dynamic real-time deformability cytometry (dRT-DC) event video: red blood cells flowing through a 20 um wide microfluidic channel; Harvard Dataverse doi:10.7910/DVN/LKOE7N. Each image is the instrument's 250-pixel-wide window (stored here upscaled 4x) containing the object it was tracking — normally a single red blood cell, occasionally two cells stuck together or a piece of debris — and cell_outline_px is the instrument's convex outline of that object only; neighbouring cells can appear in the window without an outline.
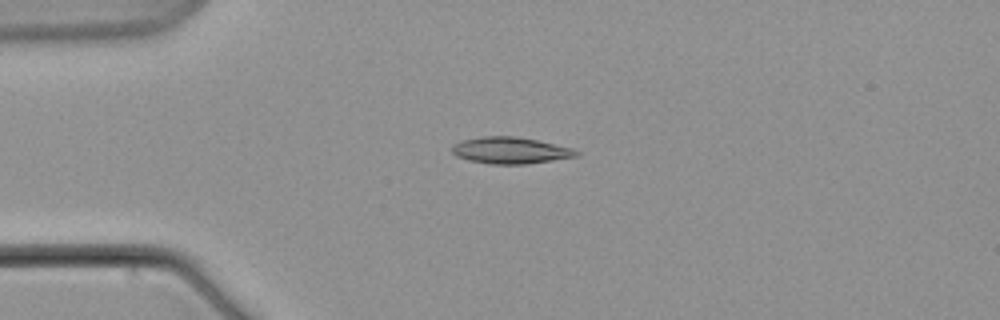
{"species": "common noctule bat (a hibernating species)", "species_latin": "Nyctalus noctula", "temperature_condition": "warm", "stored_images_in_passage": 3, "camera_frame_rate_fps": 3000, "um_per_image_px": 0.085, "animal": {"sex": "male", "body_mass_g": 21.5, "forearm_length_mm": 52.0}, "frame": {"image": 1, "passage_image": 2, "time_ms": 2.333, "image_size_px": [1000, 320], "cell_outline_px": [[580, 156], [524, 164], [492, 164], [468, 160], [456, 156], [452, 152], [452, 144], [460, 140], [484, 136], [516, 136], [536, 140], [572, 148], [580, 152]], "centroid_in_image_um": [43.36, 12.78], "position_along_channel_um": 41.6, "area_um2": 19.25}}